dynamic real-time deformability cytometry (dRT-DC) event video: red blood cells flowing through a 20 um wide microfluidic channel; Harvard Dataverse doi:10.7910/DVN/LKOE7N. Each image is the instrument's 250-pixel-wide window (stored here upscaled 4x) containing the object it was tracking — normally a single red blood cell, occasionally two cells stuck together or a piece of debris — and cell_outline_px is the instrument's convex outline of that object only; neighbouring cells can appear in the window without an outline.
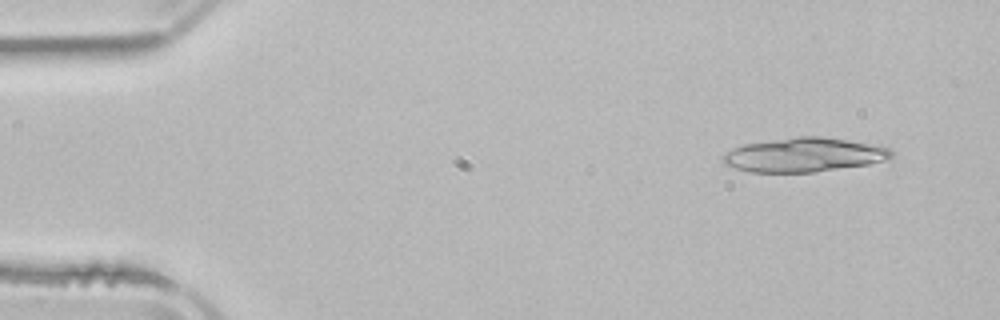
{"species": "common noctule bat (a hibernating species)", "species_latin": "Nyctalus noctula", "temperature_condition": "room temperature", "stored_images_in_passage": 5, "segment_of_instrument_passage": [1, 2], "camera_frame_rate_fps": 3000, "um_per_image_px": 0.085, "animal": {"sex": "male", "body_mass_g": 21.5, "forearm_length_mm": 52.0}, "frame": {"image": 1, "passage_image": 1, "time_ms": 0.0, "image_size_px": [1000, 320], "cell_outline_px": [[896, 152], [888, 160], [868, 164], [816, 172], [748, 172], [724, 164], [720, 156], [724, 152], [744, 144], [796, 136], [820, 136], [880, 144]], "centroid_in_image_um": [68.38, 13.15], "position_along_channel_um": 16.6, "area_um2": 33.99}}